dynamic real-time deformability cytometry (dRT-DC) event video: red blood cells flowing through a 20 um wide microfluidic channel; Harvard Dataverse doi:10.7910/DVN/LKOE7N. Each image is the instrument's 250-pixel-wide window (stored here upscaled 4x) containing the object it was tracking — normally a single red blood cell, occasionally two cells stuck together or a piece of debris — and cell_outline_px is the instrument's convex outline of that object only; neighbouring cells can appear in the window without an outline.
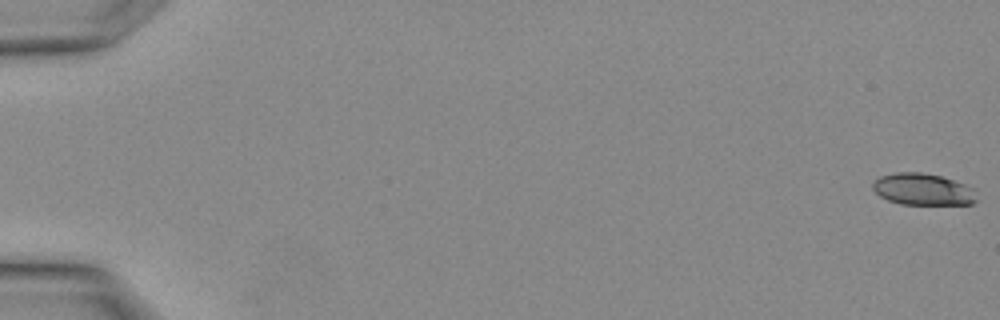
{"species": "Egyptian fruit bat (a non-hibernating species)", "species_latin": "Rousettus aegyptiacus", "temperature_condition": "warm", "stored_images_in_passage": 4, "camera_frame_rate_fps": 3000, "um_per_image_px": 0.085, "animal": {"sex": "female"}, "frame": {"image": 1, "passage_image": 1, "time_ms": 0.0, "image_size_px": [1000, 320], "cell_outline_px": [[976, 200], [972, 204], [900, 204], [888, 200], [880, 196], [872, 188], [872, 184], [880, 176], [896, 172], [920, 172], [940, 176], [964, 184], [972, 188]], "centroid_in_image_um": [78.4, 16.09], "position_along_channel_um": 6.6, "area_um2": 18.96}}
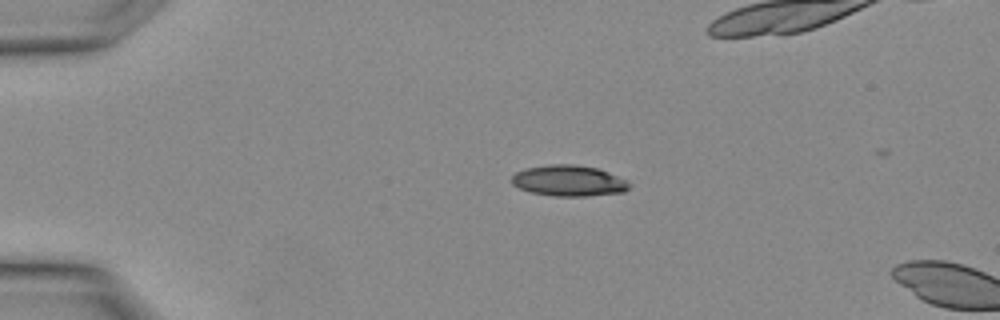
{"frame": {"image": 2, "passage_image": 3, "time_ms": 0.667, "image_size_px": [1000, 320], "cell_outline_px": [[632, 184], [624, 192], [588, 196], [552, 196], [532, 192], [520, 188], [512, 184], [512, 176], [516, 172], [524, 168], [548, 164], [572, 164], [596, 168], [608, 172]], "centroid_in_image_um": [48.32, 15.36], "position_along_channel_um": 36.7, "area_um2": 21.1}}